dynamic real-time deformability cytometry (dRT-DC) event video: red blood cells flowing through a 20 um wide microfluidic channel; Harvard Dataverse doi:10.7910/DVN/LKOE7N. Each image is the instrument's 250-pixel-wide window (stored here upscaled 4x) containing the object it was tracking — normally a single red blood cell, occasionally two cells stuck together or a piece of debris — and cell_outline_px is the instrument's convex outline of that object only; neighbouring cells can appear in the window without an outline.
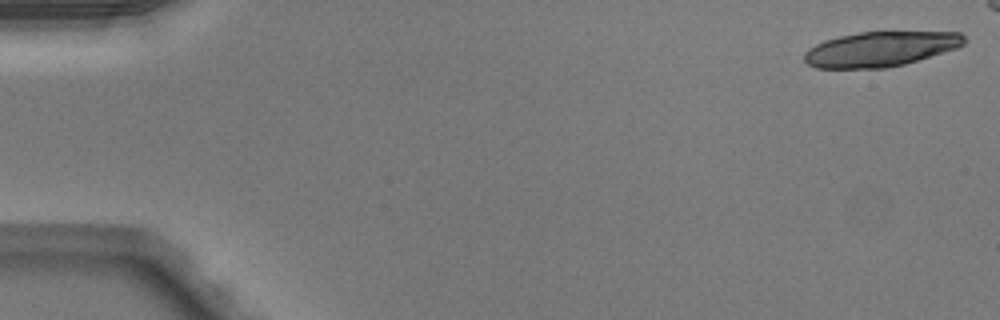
{"species": "Egyptian fruit bat (a non-hibernating species)", "species_latin": "Rousettus aegyptiacus", "temperature_condition": "warm", "stored_images_in_passage": 18, "camera_frame_rate_fps": 3000, "um_per_image_px": 0.085, "animal": {"sex": "male"}, "frame": {"image": 1, "passage_image": 1, "time_ms": 0.0, "image_size_px": [1000, 320], "cell_outline_px": [[968, 40], [964, 44], [956, 48], [904, 64], [888, 68], [816, 68], [808, 64], [804, 60], [804, 52], [808, 48], [824, 40], [840, 36], [860, 32], [960, 32]], "centroid_in_image_um": [74.82, 4.17], "position_along_channel_um": 10.2, "area_um2": 32.48}}